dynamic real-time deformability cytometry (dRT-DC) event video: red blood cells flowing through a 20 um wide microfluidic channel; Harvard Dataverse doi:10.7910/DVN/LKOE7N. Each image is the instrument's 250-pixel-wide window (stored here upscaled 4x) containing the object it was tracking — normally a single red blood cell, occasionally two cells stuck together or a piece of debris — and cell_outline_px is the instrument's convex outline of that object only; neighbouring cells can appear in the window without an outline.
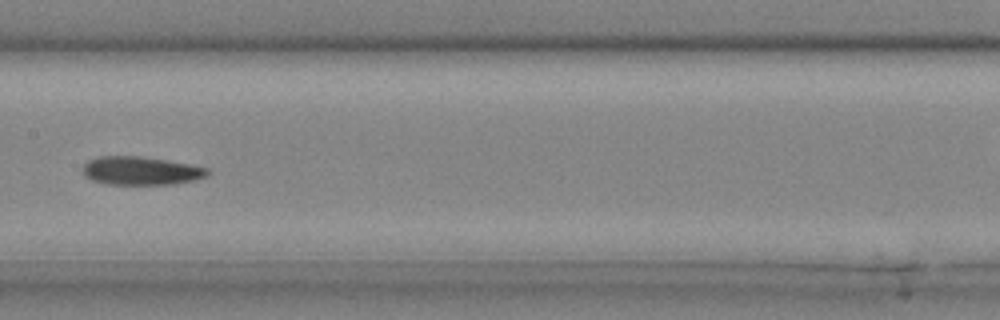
{"species": "common noctule bat (a hibernating species)", "species_latin": "Nyctalus noctula", "temperature_condition": "cold", "stored_images_in_passage": 22, "camera_frame_rate_fps": 3000, "um_per_image_px": 0.085, "animal": {"sex": "male", "body_mass_g": 20.4}, "frame": {"image": 1, "passage_image": 10, "time_ms": 3.0, "image_size_px": [1000, 320], "cell_outline_px": [[212, 172], [208, 176], [192, 180], [172, 184], [108, 184], [92, 180], [84, 176], [84, 164], [88, 160], [100, 156], [140, 156], [188, 164], [208, 168]], "centroid_in_image_um": [11.98, 14.51], "position_along_channel_um": 195.4, "area_um2": 20.46}}
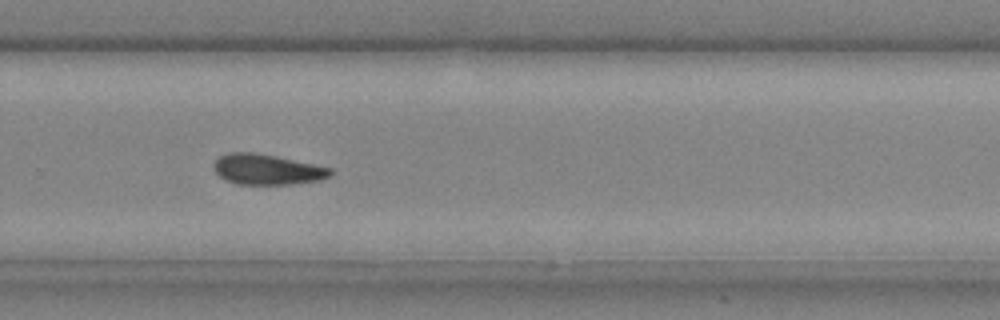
{"frame": {"image": 2, "passage_image": 16, "time_ms": 5.0, "image_size_px": [1000, 320], "cell_outline_px": [[332, 172], [328, 176], [320, 180], [288, 184], [236, 184], [220, 176], [216, 172], [212, 164], [220, 156], [228, 152], [256, 152], [276, 156], [332, 168]], "centroid_in_image_um": [22.67, 14.39], "position_along_channel_um": 307.1, "area_um2": 20.52}}